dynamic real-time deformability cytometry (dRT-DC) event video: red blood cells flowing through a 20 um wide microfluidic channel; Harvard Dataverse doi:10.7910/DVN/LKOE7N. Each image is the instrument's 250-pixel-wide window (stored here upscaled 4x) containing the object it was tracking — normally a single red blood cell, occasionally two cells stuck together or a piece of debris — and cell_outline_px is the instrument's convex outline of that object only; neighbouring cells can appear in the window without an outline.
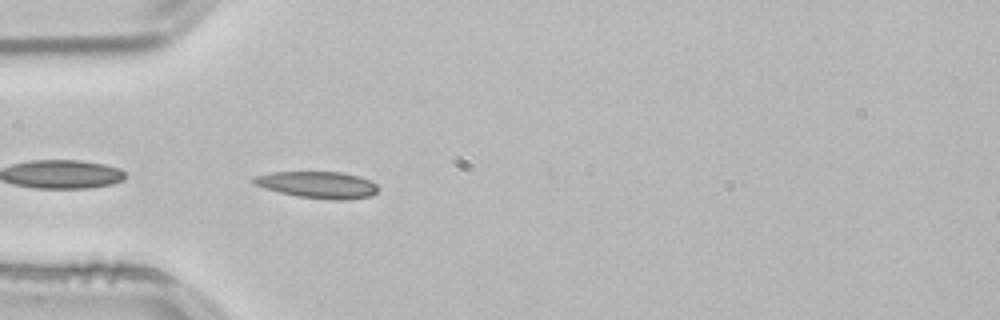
{"species": "common noctule bat (a hibernating species)", "species_latin": "Nyctalus noctula", "temperature_condition": "room temperature", "stored_images_in_passage": 24, "camera_frame_rate_fps": 3000, "um_per_image_px": 0.085, "animal": {"sex": "male", "body_mass_g": 21.5, "forearm_length_mm": 52.0}, "frame": {"image": 1, "passage_image": 1, "time_ms": 0.0, "image_size_px": [1000, 320], "cell_outline_px": [[376, 192], [372, 196], [348, 200], [332, 200], [296, 196], [264, 188], [252, 184], [252, 176], [272, 172], [340, 172], [360, 176], [376, 184]], "centroid_in_image_um": [26.97, 15.71], "position_along_channel_um": 58.0, "area_um2": 19.48}}
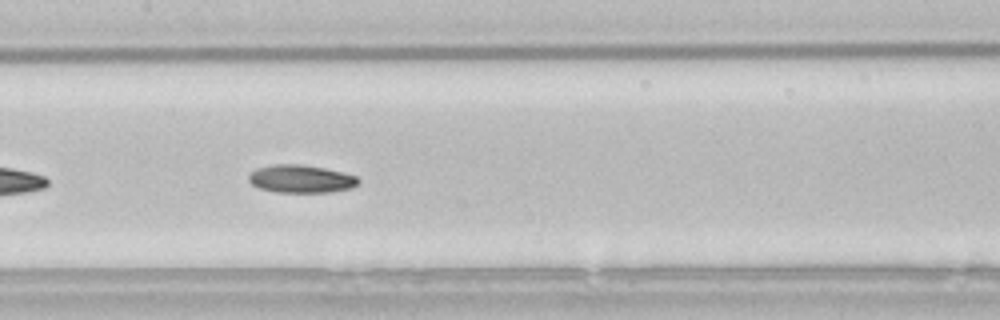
{"frame": {"image": 2, "passage_image": 11, "time_ms": 3.333, "image_size_px": [1000, 320], "cell_outline_px": [[360, 184], [348, 188], [328, 192], [276, 192], [260, 188], [252, 184], [248, 180], [248, 176], [256, 168], [272, 164], [300, 164], [324, 168], [344, 172], [356, 176], [360, 180]], "centroid_in_image_um": [25.58, 15.19], "position_along_channel_um": 181.8, "area_um2": 17.8}}
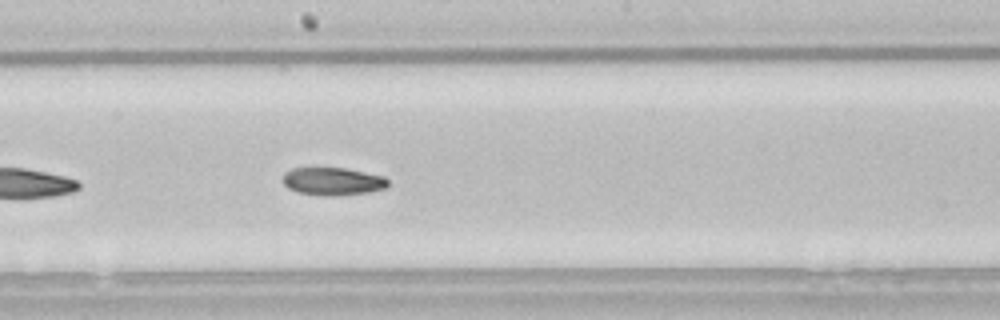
{"frame": {"image": 3, "passage_image": 14, "time_ms": 4.333, "image_size_px": [1000, 320], "cell_outline_px": [[388, 188], [368, 192], [336, 196], [320, 196], [296, 192], [288, 188], [280, 180], [284, 172], [292, 168], [344, 168], [384, 176], [388, 180]], "centroid_in_image_um": [28.24, 15.42], "position_along_channel_um": 220.0, "area_um2": 17.34}}